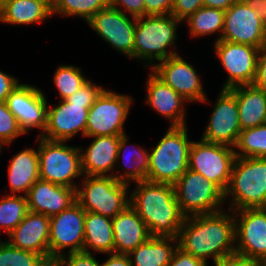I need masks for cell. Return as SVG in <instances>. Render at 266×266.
I'll return each instance as SVG.
<instances>
[{"label":"cell","instance_id":"obj_1","mask_svg":"<svg viewBox=\"0 0 266 266\" xmlns=\"http://www.w3.org/2000/svg\"><path fill=\"white\" fill-rule=\"evenodd\" d=\"M224 210L185 217L177 237L178 247L206 264L208 258L214 263L235 253L234 214Z\"/></svg>","mask_w":266,"mask_h":266},{"label":"cell","instance_id":"obj_2","mask_svg":"<svg viewBox=\"0 0 266 266\" xmlns=\"http://www.w3.org/2000/svg\"><path fill=\"white\" fill-rule=\"evenodd\" d=\"M130 205L144 221L151 236L177 238L185 215L173 185L148 180L136 182Z\"/></svg>","mask_w":266,"mask_h":266},{"label":"cell","instance_id":"obj_3","mask_svg":"<svg viewBox=\"0 0 266 266\" xmlns=\"http://www.w3.org/2000/svg\"><path fill=\"white\" fill-rule=\"evenodd\" d=\"M179 23L182 24L183 22L171 14L137 17L134 35V59L150 63L147 66L152 69L155 65L154 61L159 63L177 55V51L173 49L177 47L175 42L178 37L176 32ZM169 47L173 49L170 50Z\"/></svg>","mask_w":266,"mask_h":266},{"label":"cell","instance_id":"obj_4","mask_svg":"<svg viewBox=\"0 0 266 266\" xmlns=\"http://www.w3.org/2000/svg\"><path fill=\"white\" fill-rule=\"evenodd\" d=\"M187 125L169 126L168 131L149 152V171L146 180L174 185L189 165L192 140Z\"/></svg>","mask_w":266,"mask_h":266},{"label":"cell","instance_id":"obj_5","mask_svg":"<svg viewBox=\"0 0 266 266\" xmlns=\"http://www.w3.org/2000/svg\"><path fill=\"white\" fill-rule=\"evenodd\" d=\"M231 199L230 210L266 208V158L236 157L224 201Z\"/></svg>","mask_w":266,"mask_h":266},{"label":"cell","instance_id":"obj_6","mask_svg":"<svg viewBox=\"0 0 266 266\" xmlns=\"http://www.w3.org/2000/svg\"><path fill=\"white\" fill-rule=\"evenodd\" d=\"M78 186L76 200L85 211L113 219L130 205V185L112 176L84 175Z\"/></svg>","mask_w":266,"mask_h":266},{"label":"cell","instance_id":"obj_7","mask_svg":"<svg viewBox=\"0 0 266 266\" xmlns=\"http://www.w3.org/2000/svg\"><path fill=\"white\" fill-rule=\"evenodd\" d=\"M37 140L40 179L77 189L79 184L74 180L84 176L79 147L40 136Z\"/></svg>","mask_w":266,"mask_h":266},{"label":"cell","instance_id":"obj_8","mask_svg":"<svg viewBox=\"0 0 266 266\" xmlns=\"http://www.w3.org/2000/svg\"><path fill=\"white\" fill-rule=\"evenodd\" d=\"M220 40L266 46V19L259 0H237L225 11Z\"/></svg>","mask_w":266,"mask_h":266},{"label":"cell","instance_id":"obj_9","mask_svg":"<svg viewBox=\"0 0 266 266\" xmlns=\"http://www.w3.org/2000/svg\"><path fill=\"white\" fill-rule=\"evenodd\" d=\"M173 186L181 212L186 217L223 210L224 192L197 172L187 169Z\"/></svg>","mask_w":266,"mask_h":266},{"label":"cell","instance_id":"obj_10","mask_svg":"<svg viewBox=\"0 0 266 266\" xmlns=\"http://www.w3.org/2000/svg\"><path fill=\"white\" fill-rule=\"evenodd\" d=\"M132 102L131 96L104 89L89 109L85 138L126 134L123 127Z\"/></svg>","mask_w":266,"mask_h":266},{"label":"cell","instance_id":"obj_11","mask_svg":"<svg viewBox=\"0 0 266 266\" xmlns=\"http://www.w3.org/2000/svg\"><path fill=\"white\" fill-rule=\"evenodd\" d=\"M235 158L233 147L200 139L191 144L188 169L201 174L225 192Z\"/></svg>","mask_w":266,"mask_h":266},{"label":"cell","instance_id":"obj_12","mask_svg":"<svg viewBox=\"0 0 266 266\" xmlns=\"http://www.w3.org/2000/svg\"><path fill=\"white\" fill-rule=\"evenodd\" d=\"M235 252L260 263L266 261V208L233 211Z\"/></svg>","mask_w":266,"mask_h":266},{"label":"cell","instance_id":"obj_13","mask_svg":"<svg viewBox=\"0 0 266 266\" xmlns=\"http://www.w3.org/2000/svg\"><path fill=\"white\" fill-rule=\"evenodd\" d=\"M136 20V17L128 16V14L108 6L99 10L86 24L115 50L134 59Z\"/></svg>","mask_w":266,"mask_h":266},{"label":"cell","instance_id":"obj_14","mask_svg":"<svg viewBox=\"0 0 266 266\" xmlns=\"http://www.w3.org/2000/svg\"><path fill=\"white\" fill-rule=\"evenodd\" d=\"M215 53L228 74L222 89L253 84L260 48L220 40L214 42Z\"/></svg>","mask_w":266,"mask_h":266},{"label":"cell","instance_id":"obj_15","mask_svg":"<svg viewBox=\"0 0 266 266\" xmlns=\"http://www.w3.org/2000/svg\"><path fill=\"white\" fill-rule=\"evenodd\" d=\"M202 133V140L235 147L241 132L236 96L229 89H221L211 117Z\"/></svg>","mask_w":266,"mask_h":266},{"label":"cell","instance_id":"obj_16","mask_svg":"<svg viewBox=\"0 0 266 266\" xmlns=\"http://www.w3.org/2000/svg\"><path fill=\"white\" fill-rule=\"evenodd\" d=\"M85 210L76 202L50 217L49 257L83 251Z\"/></svg>","mask_w":266,"mask_h":266},{"label":"cell","instance_id":"obj_17","mask_svg":"<svg viewBox=\"0 0 266 266\" xmlns=\"http://www.w3.org/2000/svg\"><path fill=\"white\" fill-rule=\"evenodd\" d=\"M151 71L182 96L188 104L189 102L209 103L199 73L179 54L155 63Z\"/></svg>","mask_w":266,"mask_h":266},{"label":"cell","instance_id":"obj_18","mask_svg":"<svg viewBox=\"0 0 266 266\" xmlns=\"http://www.w3.org/2000/svg\"><path fill=\"white\" fill-rule=\"evenodd\" d=\"M47 102L43 91L29 83H20L6 99L8 109L14 114L25 134L34 128L44 132Z\"/></svg>","mask_w":266,"mask_h":266},{"label":"cell","instance_id":"obj_19","mask_svg":"<svg viewBox=\"0 0 266 266\" xmlns=\"http://www.w3.org/2000/svg\"><path fill=\"white\" fill-rule=\"evenodd\" d=\"M91 106L70 104L66 100H60L57 106L48 105L46 127L38 136L47 140L66 142L79 132L85 137L87 116Z\"/></svg>","mask_w":266,"mask_h":266},{"label":"cell","instance_id":"obj_20","mask_svg":"<svg viewBox=\"0 0 266 266\" xmlns=\"http://www.w3.org/2000/svg\"><path fill=\"white\" fill-rule=\"evenodd\" d=\"M28 210L52 217L70 208L76 200V189L38 179L27 195Z\"/></svg>","mask_w":266,"mask_h":266},{"label":"cell","instance_id":"obj_21","mask_svg":"<svg viewBox=\"0 0 266 266\" xmlns=\"http://www.w3.org/2000/svg\"><path fill=\"white\" fill-rule=\"evenodd\" d=\"M147 78L145 102L163 118L169 119L170 126H185L187 101L152 71Z\"/></svg>","mask_w":266,"mask_h":266},{"label":"cell","instance_id":"obj_22","mask_svg":"<svg viewBox=\"0 0 266 266\" xmlns=\"http://www.w3.org/2000/svg\"><path fill=\"white\" fill-rule=\"evenodd\" d=\"M13 247L49 257L50 217L28 211L22 222L8 235Z\"/></svg>","mask_w":266,"mask_h":266},{"label":"cell","instance_id":"obj_23","mask_svg":"<svg viewBox=\"0 0 266 266\" xmlns=\"http://www.w3.org/2000/svg\"><path fill=\"white\" fill-rule=\"evenodd\" d=\"M92 138L94 139L85 149L79 147L83 174L113 177L116 173L114 169L118 157L120 136L104 135Z\"/></svg>","mask_w":266,"mask_h":266},{"label":"cell","instance_id":"obj_24","mask_svg":"<svg viewBox=\"0 0 266 266\" xmlns=\"http://www.w3.org/2000/svg\"><path fill=\"white\" fill-rule=\"evenodd\" d=\"M114 253L128 255L151 235L136 210L129 205L112 219Z\"/></svg>","mask_w":266,"mask_h":266},{"label":"cell","instance_id":"obj_25","mask_svg":"<svg viewBox=\"0 0 266 266\" xmlns=\"http://www.w3.org/2000/svg\"><path fill=\"white\" fill-rule=\"evenodd\" d=\"M237 100L241 130L266 123V91L253 84L229 89Z\"/></svg>","mask_w":266,"mask_h":266},{"label":"cell","instance_id":"obj_26","mask_svg":"<svg viewBox=\"0 0 266 266\" xmlns=\"http://www.w3.org/2000/svg\"><path fill=\"white\" fill-rule=\"evenodd\" d=\"M53 16L52 5L46 0H2L0 22L12 25L42 23Z\"/></svg>","mask_w":266,"mask_h":266},{"label":"cell","instance_id":"obj_27","mask_svg":"<svg viewBox=\"0 0 266 266\" xmlns=\"http://www.w3.org/2000/svg\"><path fill=\"white\" fill-rule=\"evenodd\" d=\"M38 151L32 148H25L10 159L8 168L10 193L23 192L27 195L32 185L40 179Z\"/></svg>","mask_w":266,"mask_h":266},{"label":"cell","instance_id":"obj_28","mask_svg":"<svg viewBox=\"0 0 266 266\" xmlns=\"http://www.w3.org/2000/svg\"><path fill=\"white\" fill-rule=\"evenodd\" d=\"M129 136L124 134L120 136L119 147H118V157L116 165L119 169L124 172L114 173L113 177L123 183L131 185V183L140 182L146 180L149 171V151L146 148L131 145L132 148L130 152H127L130 145H128ZM130 149V148H129ZM132 152V153H131ZM123 154V156H122ZM123 157V164L121 166V158ZM120 163V164H119ZM126 167L128 168L126 171Z\"/></svg>","mask_w":266,"mask_h":266},{"label":"cell","instance_id":"obj_29","mask_svg":"<svg viewBox=\"0 0 266 266\" xmlns=\"http://www.w3.org/2000/svg\"><path fill=\"white\" fill-rule=\"evenodd\" d=\"M177 246V238L151 236L129 253L128 257L131 266H167Z\"/></svg>","mask_w":266,"mask_h":266},{"label":"cell","instance_id":"obj_30","mask_svg":"<svg viewBox=\"0 0 266 266\" xmlns=\"http://www.w3.org/2000/svg\"><path fill=\"white\" fill-rule=\"evenodd\" d=\"M91 249V250H90ZM83 251L88 253H114L112 219L85 211Z\"/></svg>","mask_w":266,"mask_h":266},{"label":"cell","instance_id":"obj_31","mask_svg":"<svg viewBox=\"0 0 266 266\" xmlns=\"http://www.w3.org/2000/svg\"><path fill=\"white\" fill-rule=\"evenodd\" d=\"M225 11L212 7H201L186 19L191 37L212 36L218 33L220 41L224 28Z\"/></svg>","mask_w":266,"mask_h":266},{"label":"cell","instance_id":"obj_32","mask_svg":"<svg viewBox=\"0 0 266 266\" xmlns=\"http://www.w3.org/2000/svg\"><path fill=\"white\" fill-rule=\"evenodd\" d=\"M27 198L24 195L8 194L0 200V231L9 235L28 213Z\"/></svg>","mask_w":266,"mask_h":266},{"label":"cell","instance_id":"obj_33","mask_svg":"<svg viewBox=\"0 0 266 266\" xmlns=\"http://www.w3.org/2000/svg\"><path fill=\"white\" fill-rule=\"evenodd\" d=\"M234 149L236 157L266 158V123L241 130Z\"/></svg>","mask_w":266,"mask_h":266},{"label":"cell","instance_id":"obj_34","mask_svg":"<svg viewBox=\"0 0 266 266\" xmlns=\"http://www.w3.org/2000/svg\"><path fill=\"white\" fill-rule=\"evenodd\" d=\"M108 6H110L109 0H56L52 5V14L78 16L87 22L99 10Z\"/></svg>","mask_w":266,"mask_h":266},{"label":"cell","instance_id":"obj_35","mask_svg":"<svg viewBox=\"0 0 266 266\" xmlns=\"http://www.w3.org/2000/svg\"><path fill=\"white\" fill-rule=\"evenodd\" d=\"M83 75L81 68L73 65H61L57 67L53 75V82L60 100L72 96L89 79Z\"/></svg>","mask_w":266,"mask_h":266},{"label":"cell","instance_id":"obj_36","mask_svg":"<svg viewBox=\"0 0 266 266\" xmlns=\"http://www.w3.org/2000/svg\"><path fill=\"white\" fill-rule=\"evenodd\" d=\"M44 258L41 254L13 247L7 241L0 246V266H38Z\"/></svg>","mask_w":266,"mask_h":266},{"label":"cell","instance_id":"obj_37","mask_svg":"<svg viewBox=\"0 0 266 266\" xmlns=\"http://www.w3.org/2000/svg\"><path fill=\"white\" fill-rule=\"evenodd\" d=\"M25 135L6 102H0V154L3 145H11L19 136ZM13 141V142H12Z\"/></svg>","mask_w":266,"mask_h":266},{"label":"cell","instance_id":"obj_38","mask_svg":"<svg viewBox=\"0 0 266 266\" xmlns=\"http://www.w3.org/2000/svg\"><path fill=\"white\" fill-rule=\"evenodd\" d=\"M103 90V86H98L89 79L72 96L65 100L70 104L93 105Z\"/></svg>","mask_w":266,"mask_h":266},{"label":"cell","instance_id":"obj_39","mask_svg":"<svg viewBox=\"0 0 266 266\" xmlns=\"http://www.w3.org/2000/svg\"><path fill=\"white\" fill-rule=\"evenodd\" d=\"M203 7V0H175L171 15L184 22L196 10Z\"/></svg>","mask_w":266,"mask_h":266},{"label":"cell","instance_id":"obj_40","mask_svg":"<svg viewBox=\"0 0 266 266\" xmlns=\"http://www.w3.org/2000/svg\"><path fill=\"white\" fill-rule=\"evenodd\" d=\"M64 266H101L94 255L88 252L65 253L60 257Z\"/></svg>","mask_w":266,"mask_h":266},{"label":"cell","instance_id":"obj_41","mask_svg":"<svg viewBox=\"0 0 266 266\" xmlns=\"http://www.w3.org/2000/svg\"><path fill=\"white\" fill-rule=\"evenodd\" d=\"M111 7L130 14V16L141 17L145 16L144 0H109ZM122 7V8H121Z\"/></svg>","mask_w":266,"mask_h":266},{"label":"cell","instance_id":"obj_42","mask_svg":"<svg viewBox=\"0 0 266 266\" xmlns=\"http://www.w3.org/2000/svg\"><path fill=\"white\" fill-rule=\"evenodd\" d=\"M202 259L194 257L192 254L184 252L177 246L172 258L167 266H207Z\"/></svg>","mask_w":266,"mask_h":266},{"label":"cell","instance_id":"obj_43","mask_svg":"<svg viewBox=\"0 0 266 266\" xmlns=\"http://www.w3.org/2000/svg\"><path fill=\"white\" fill-rule=\"evenodd\" d=\"M175 0H144L146 15L171 14Z\"/></svg>","mask_w":266,"mask_h":266},{"label":"cell","instance_id":"obj_44","mask_svg":"<svg viewBox=\"0 0 266 266\" xmlns=\"http://www.w3.org/2000/svg\"><path fill=\"white\" fill-rule=\"evenodd\" d=\"M213 264L214 266H259L258 262L236 252L218 259Z\"/></svg>","mask_w":266,"mask_h":266},{"label":"cell","instance_id":"obj_45","mask_svg":"<svg viewBox=\"0 0 266 266\" xmlns=\"http://www.w3.org/2000/svg\"><path fill=\"white\" fill-rule=\"evenodd\" d=\"M253 85L266 91V46L259 51L257 58L256 76Z\"/></svg>","mask_w":266,"mask_h":266},{"label":"cell","instance_id":"obj_46","mask_svg":"<svg viewBox=\"0 0 266 266\" xmlns=\"http://www.w3.org/2000/svg\"><path fill=\"white\" fill-rule=\"evenodd\" d=\"M19 84L18 78L0 70V102H6L8 95Z\"/></svg>","mask_w":266,"mask_h":266},{"label":"cell","instance_id":"obj_47","mask_svg":"<svg viewBox=\"0 0 266 266\" xmlns=\"http://www.w3.org/2000/svg\"><path fill=\"white\" fill-rule=\"evenodd\" d=\"M101 266H131L128 255L110 253L109 258Z\"/></svg>","mask_w":266,"mask_h":266},{"label":"cell","instance_id":"obj_48","mask_svg":"<svg viewBox=\"0 0 266 266\" xmlns=\"http://www.w3.org/2000/svg\"><path fill=\"white\" fill-rule=\"evenodd\" d=\"M236 1L237 0H203V6L226 11Z\"/></svg>","mask_w":266,"mask_h":266},{"label":"cell","instance_id":"obj_49","mask_svg":"<svg viewBox=\"0 0 266 266\" xmlns=\"http://www.w3.org/2000/svg\"><path fill=\"white\" fill-rule=\"evenodd\" d=\"M38 266H64L60 257L44 258Z\"/></svg>","mask_w":266,"mask_h":266},{"label":"cell","instance_id":"obj_50","mask_svg":"<svg viewBox=\"0 0 266 266\" xmlns=\"http://www.w3.org/2000/svg\"><path fill=\"white\" fill-rule=\"evenodd\" d=\"M262 7H263V13L265 15V19H266V0H259Z\"/></svg>","mask_w":266,"mask_h":266},{"label":"cell","instance_id":"obj_51","mask_svg":"<svg viewBox=\"0 0 266 266\" xmlns=\"http://www.w3.org/2000/svg\"><path fill=\"white\" fill-rule=\"evenodd\" d=\"M49 4L53 5L56 0H46Z\"/></svg>","mask_w":266,"mask_h":266},{"label":"cell","instance_id":"obj_52","mask_svg":"<svg viewBox=\"0 0 266 266\" xmlns=\"http://www.w3.org/2000/svg\"><path fill=\"white\" fill-rule=\"evenodd\" d=\"M259 266H266V261L260 262Z\"/></svg>","mask_w":266,"mask_h":266},{"label":"cell","instance_id":"obj_53","mask_svg":"<svg viewBox=\"0 0 266 266\" xmlns=\"http://www.w3.org/2000/svg\"><path fill=\"white\" fill-rule=\"evenodd\" d=\"M2 233L0 232V235H1ZM5 242V240L4 241H1L0 240V246L3 244Z\"/></svg>","mask_w":266,"mask_h":266}]
</instances>
